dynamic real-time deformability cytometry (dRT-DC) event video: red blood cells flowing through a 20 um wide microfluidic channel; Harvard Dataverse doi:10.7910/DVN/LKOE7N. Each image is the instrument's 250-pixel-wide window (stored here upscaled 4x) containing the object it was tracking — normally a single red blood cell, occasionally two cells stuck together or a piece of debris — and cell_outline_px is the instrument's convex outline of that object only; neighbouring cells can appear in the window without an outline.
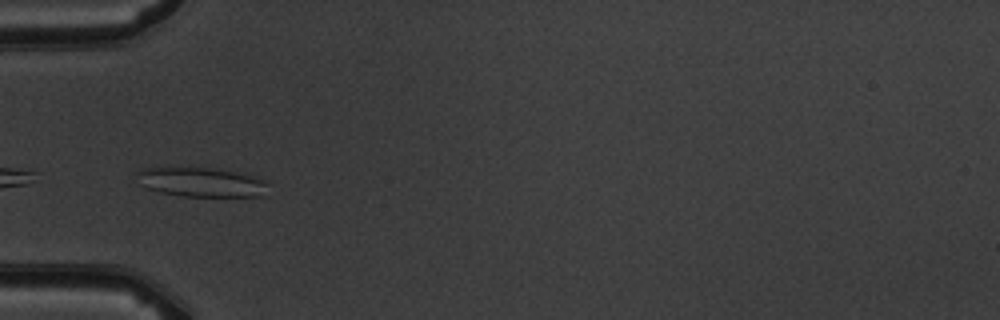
{"species": "common noctule bat (a hibernating species)", "species_latin": "Nyctalus noctula", "temperature_condition": "warm", "stored_images_in_passage": 8, "camera_frame_rate_fps": 3000, "um_per_image_px": 0.085, "animal": {"sex": "male", "body_mass_g": 19.5, "forearm_length_mm": 54.6}, "frame": {"image": 1, "passage_image": 4, "time_ms": 3.667, "image_size_px": [1000, 320], "cell_outline_px": [[268, 184], [264, 196], [184, 196], [160, 192], [136, 184], [136, 172], [140, 168], [212, 168], [236, 172], [252, 176], [264, 180]], "centroid_in_image_um": [17.05, 15.48], "position_along_channel_um": 67.9, "area_um2": 22.43}}
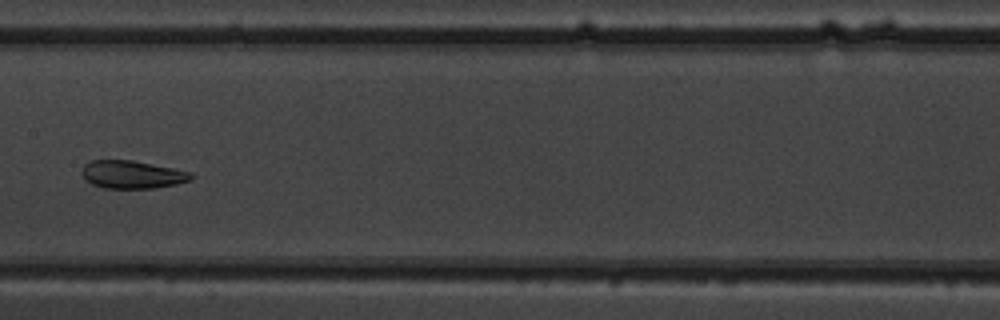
{"frame": {"image": 2, "passage_image": 7, "time_ms": 7.0, "image_size_px": [1000, 320], "cell_outline_px": [[196, 176], [192, 180], [176, 184], [152, 188], [104, 188], [92, 184], [80, 172], [84, 164], [92, 160], [132, 160], [192, 172]], "centroid_in_image_um": [11.26, 14.83], "position_along_channel_um": 196.1, "area_um2": 17.74}}
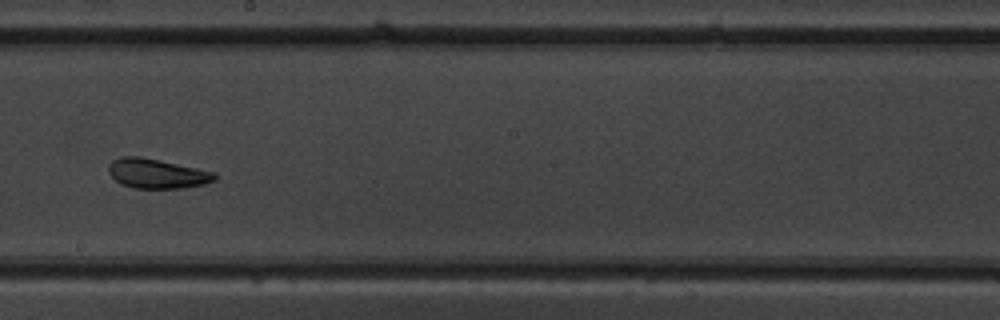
{"frame": {"image": 3, "passage_image": 8, "time_ms": 8.0, "image_size_px": [1000, 320], "cell_outline_px": [[216, 180], [204, 184], [184, 188], [136, 188], [124, 184], [116, 180], [108, 172], [108, 164], [112, 160], [120, 156], [140, 156], [160, 160], [216, 172]], "centroid_in_image_um": [13.35, 14.74], "position_along_channel_um": 234.9, "area_um2": 18.32}}